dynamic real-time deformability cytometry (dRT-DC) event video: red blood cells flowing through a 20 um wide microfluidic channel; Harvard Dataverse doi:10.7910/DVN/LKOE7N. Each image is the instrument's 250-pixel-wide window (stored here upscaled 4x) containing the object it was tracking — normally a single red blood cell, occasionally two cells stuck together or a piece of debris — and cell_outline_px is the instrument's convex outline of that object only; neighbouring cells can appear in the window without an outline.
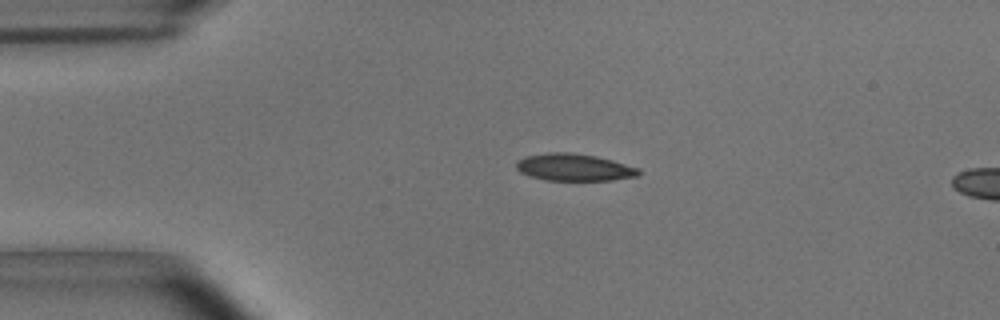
{"species": "common noctule bat (a hibernating species)", "species_latin": "Nyctalus noctula", "temperature_condition": "room temperature", "stored_images_in_passage": 5, "camera_frame_rate_fps": 3000, "um_per_image_px": 0.085, "animal": {"sex": "male", "body_mass_g": 15.6}, "frame": {"image": 1, "passage_image": 1, "time_ms": 0.0, "image_size_px": [1000, 320], "cell_outline_px": [[640, 172], [636, 176], [612, 180], [544, 180], [520, 172], [516, 168], [516, 160], [524, 156], [548, 152], [572, 152], [596, 156], [612, 160], [640, 168]], "centroid_in_image_um": [48.77, 14.21], "position_along_channel_um": 36.2, "area_um2": 19.42}}